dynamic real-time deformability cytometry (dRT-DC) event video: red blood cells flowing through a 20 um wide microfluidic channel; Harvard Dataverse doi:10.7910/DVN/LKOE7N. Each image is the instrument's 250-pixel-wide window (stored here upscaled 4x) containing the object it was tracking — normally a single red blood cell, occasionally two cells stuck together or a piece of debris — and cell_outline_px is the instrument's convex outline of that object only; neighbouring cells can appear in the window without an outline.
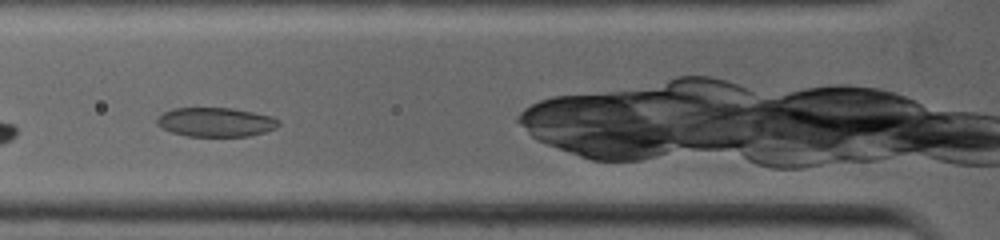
{"species": "common noctule bat (a hibernating species)", "species_latin": "Nyctalus noctula", "temperature_condition": "warm", "stored_images_in_passage": 9, "camera_frame_rate_fps": 5000, "um_per_image_px": 0.085, "animal": {"sex": "female", "body_mass_g": 19.0, "forearm_length_mm": 53.3}, "frame": {"image": 1, "passage_image": 7, "time_ms": 1.2, "image_size_px": [1000, 240], "cell_outline_px": [[280, 124], [276, 128], [264, 132], [248, 136], [188, 136], [172, 132], [156, 124], [156, 116], [172, 108], [232, 108], [272, 116], [280, 120]], "centroid_in_image_um": [18.33, 10.37], "position_along_channel_um": 107.5, "area_um2": 20.69}}